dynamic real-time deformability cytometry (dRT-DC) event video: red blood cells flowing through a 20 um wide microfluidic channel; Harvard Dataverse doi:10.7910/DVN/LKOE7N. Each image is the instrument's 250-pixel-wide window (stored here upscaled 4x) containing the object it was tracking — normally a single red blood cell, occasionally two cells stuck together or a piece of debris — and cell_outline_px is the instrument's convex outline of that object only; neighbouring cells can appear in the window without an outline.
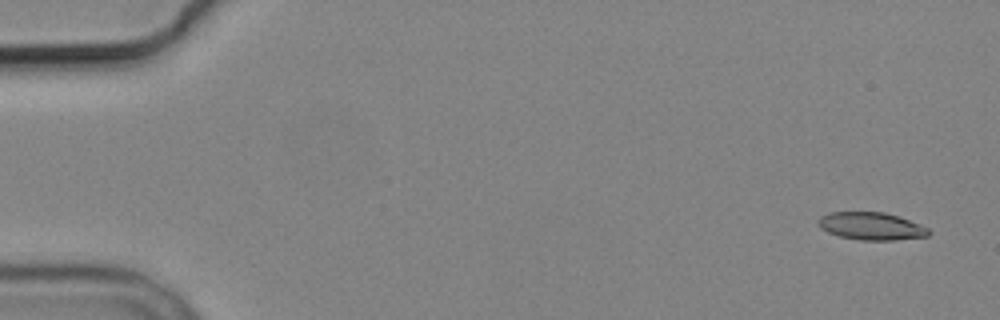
{"species": "common noctule bat (a hibernating species)", "species_latin": "Nyctalus noctula", "temperature_condition": "cold", "stored_images_in_passage": 5, "camera_frame_rate_fps": 3000, "um_per_image_px": 0.085, "animal": {"sex": "male", "body_mass_g": 19.2, "forearm_length_mm": 51.8}, "frame": {"image": 1, "passage_image": 1, "time_ms": 0.0, "image_size_px": [1000, 320], "cell_outline_px": [[932, 232], [928, 236], [896, 240], [860, 240], [840, 236], [828, 232], [820, 228], [816, 220], [820, 216], [828, 212], [884, 212], [900, 216], [928, 228]], "centroid_in_image_um": [74.05, 19.21], "position_along_channel_um": 10.9, "area_um2": 17.92}}
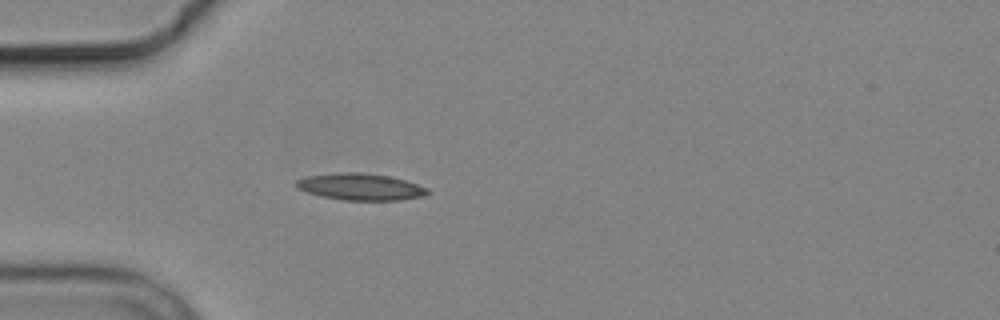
{"frame": {"image": 2, "passage_image": 5, "time_ms": 4.667, "image_size_px": [1000, 320], "cell_outline_px": [[428, 192], [424, 196], [400, 200], [344, 200], [320, 196], [308, 192], [300, 188], [296, 184], [296, 180], [304, 176], [336, 172], [360, 172], [388, 176], [404, 180], [428, 188]], "centroid_in_image_um": [30.62, 15.87], "position_along_channel_um": 54.4, "area_um2": 20.35}}